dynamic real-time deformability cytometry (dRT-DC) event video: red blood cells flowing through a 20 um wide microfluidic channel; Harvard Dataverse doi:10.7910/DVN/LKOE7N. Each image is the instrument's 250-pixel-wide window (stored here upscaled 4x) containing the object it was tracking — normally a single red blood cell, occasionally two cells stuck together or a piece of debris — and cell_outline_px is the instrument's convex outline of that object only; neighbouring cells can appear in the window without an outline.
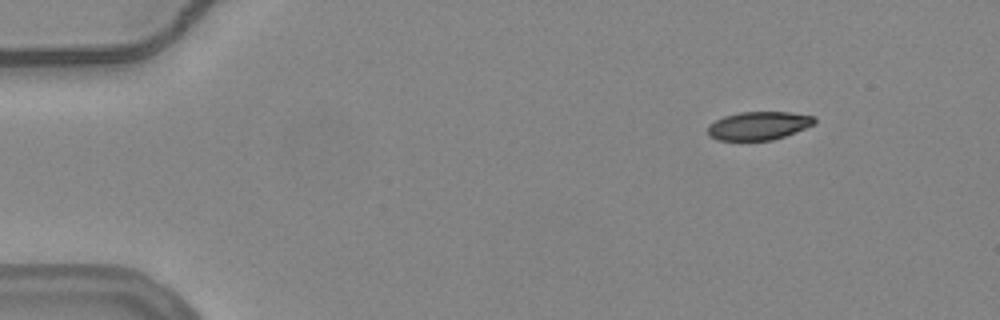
{"species": "common noctule bat (a hibernating species)", "species_latin": "Nyctalus noctula", "temperature_condition": "warm", "stored_images_in_passage": 49, "camera_frame_rate_fps": 3000, "um_per_image_px": 0.085, "animal": {"sex": "female", "body_mass_g": 24.6, "forearm_length_mm": 56.2}, "frame": {"image": 1, "passage_image": 1, "time_ms": 0.0, "image_size_px": [1000, 320], "cell_outline_px": [[816, 124], [784, 136], [772, 140], [716, 140], [708, 136], [708, 124], [724, 116], [740, 112], [792, 112], [816, 116]], "centroid_in_image_um": [64.5, 10.68], "position_along_channel_um": 20.5, "area_um2": 17.74}}
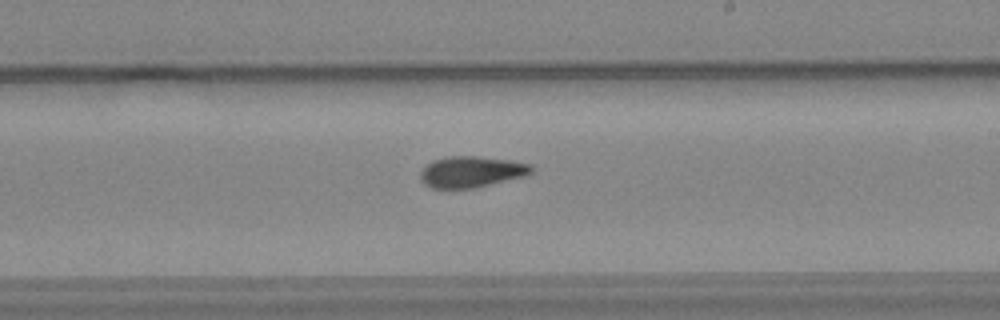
{"frame": {"image": 2, "passage_image": 27, "time_ms": 8.667, "image_size_px": [1000, 320], "cell_outline_px": [[532, 172], [524, 176], [472, 188], [432, 188], [424, 184], [420, 180], [420, 172], [432, 160], [448, 156], [476, 156], [508, 160], [532, 164]], "centroid_in_image_um": [40.03, 14.6], "position_along_channel_um": 249.0, "area_um2": 19.94}}
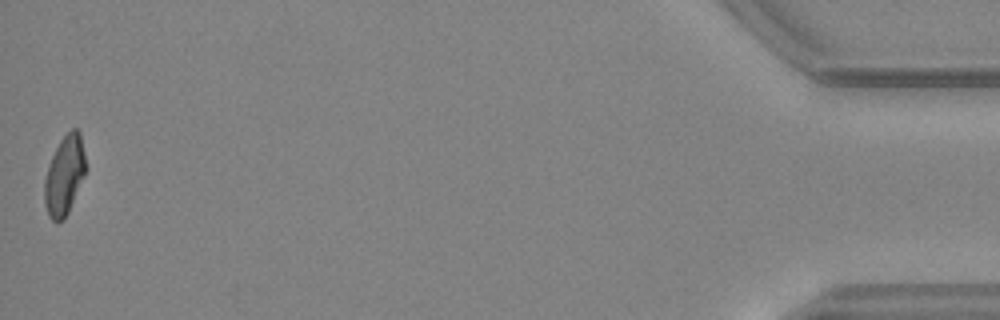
{"frame": {"image": 3, "passage_image": 49, "time_ms": 16.0, "image_size_px": [1000, 320], "cell_outline_px": [[88, 168], [68, 212], [64, 220], [56, 224], [48, 216], [44, 204], [44, 180], [48, 164], [60, 140], [72, 128], [76, 128], [80, 132]], "centroid_in_image_um": [5.48, 14.93], "position_along_channel_um": 429.7, "area_um2": 19.42}, "authors_computed_cell_mechanics": {"area_um2": 19.652, "velocity_mm_per_s": 3.7604, "shape_relaxation_time_tau1_ms": 9.7537, "shape_relaxation_time_tau2_ms": 4.9972, "deformation_change_tau1": 0.2434, "deformation_change_tau2": 0.1214}}